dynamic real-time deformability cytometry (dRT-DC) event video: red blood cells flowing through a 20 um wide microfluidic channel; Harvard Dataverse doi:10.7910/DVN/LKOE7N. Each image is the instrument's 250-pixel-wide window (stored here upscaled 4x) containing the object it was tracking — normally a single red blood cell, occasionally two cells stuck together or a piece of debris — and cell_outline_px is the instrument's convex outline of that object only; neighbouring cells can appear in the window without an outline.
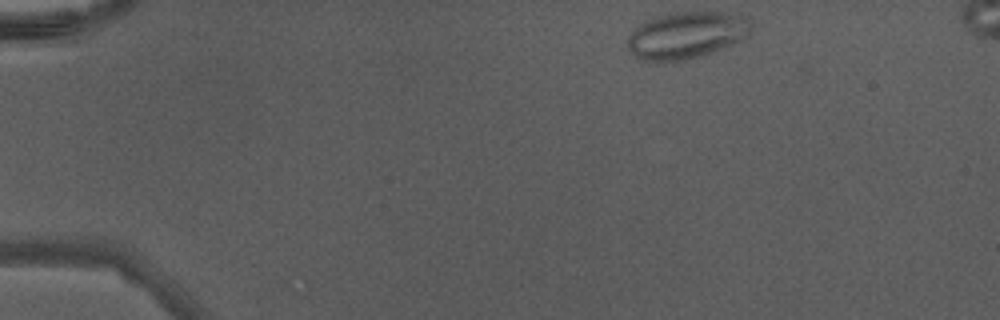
{"species": "Egyptian fruit bat (a non-hibernating species)", "species_latin": "Rousettus aegyptiacus", "temperature_condition": "warm", "stored_images_in_passage": 40, "segment_of_instrument_passage": [1, 2], "camera_frame_rate_fps": 3000, "um_per_image_px": 0.085, "animal": {"sex": "male"}, "frame": {"image": 1, "passage_image": 1, "time_ms": 0.0, "image_size_px": [1000, 320], "cell_outline_px": [[752, 28], [740, 40], [732, 44], [712, 52], [700, 56], [684, 60], [644, 60], [636, 56], [628, 48], [628, 36], [640, 24], [652, 16], [676, 12], [720, 12], [748, 16]], "centroid_in_image_um": [58.35, 2.96], "position_along_channel_um": 26.6, "area_um2": 33.35}}